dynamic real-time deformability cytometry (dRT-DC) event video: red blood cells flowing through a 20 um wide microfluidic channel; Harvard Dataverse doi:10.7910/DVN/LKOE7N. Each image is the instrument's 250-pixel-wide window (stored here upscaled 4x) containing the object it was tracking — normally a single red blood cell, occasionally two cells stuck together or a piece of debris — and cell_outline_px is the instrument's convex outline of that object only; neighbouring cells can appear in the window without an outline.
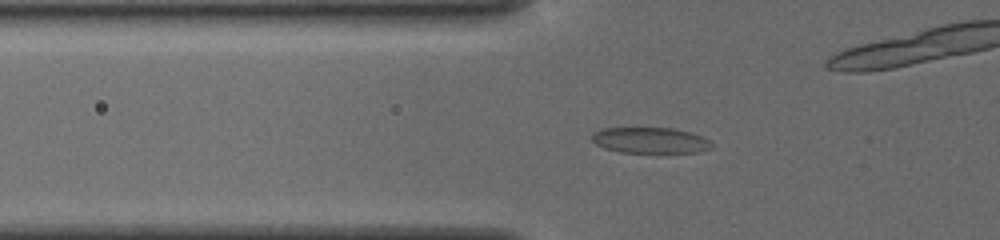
{"species": "common noctule bat (a hibernating species)", "species_latin": "Nyctalus noctula", "temperature_condition": "cold", "stored_images_in_passage": 57, "camera_frame_rate_fps": 3000, "um_per_image_px": 0.085, "animal": {"sex": "female", "body_mass_g": 19.5, "forearm_length_mm": 54.1}, "frame": {"image": 1, "passage_image": 21, "time_ms": 6.667, "image_size_px": [1000, 240], "cell_outline_px": [[712, 148], [700, 152], [620, 152], [604, 148], [596, 144], [588, 136], [592, 132], [600, 128], [672, 128], [688, 132], [700, 136], [708, 140], [712, 144]], "centroid_in_image_um": [55.19, 11.92], "position_along_channel_um": 70.6, "area_um2": 18.03}}
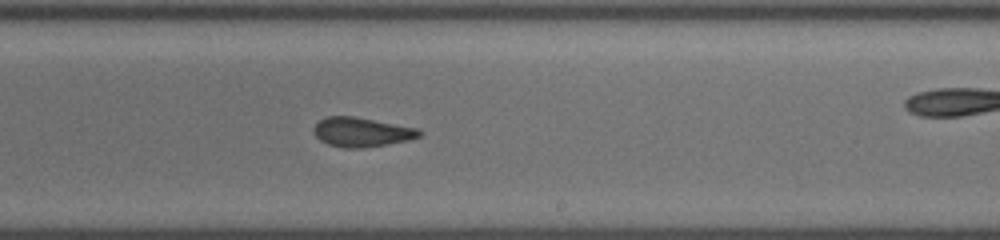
{"frame": {"image": 2, "passage_image": 36, "time_ms": 11.667, "image_size_px": [1000, 240], "cell_outline_px": [[424, 132], [420, 136], [408, 140], [388, 144], [360, 148], [344, 148], [328, 144], [320, 140], [316, 136], [312, 128], [320, 120], [328, 116], [352, 116], [420, 128]], "centroid_in_image_um": [30.77, 11.23], "position_along_channel_um": 258.2, "area_um2": 18.09}}
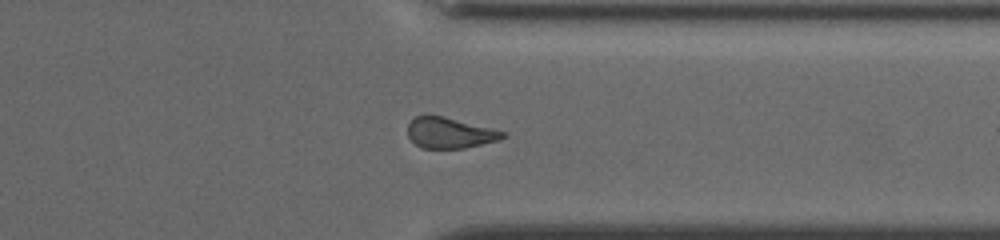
{"frame": {"image": 3, "passage_image": 45, "time_ms": 14.667, "image_size_px": [1000, 240], "cell_outline_px": [[508, 136], [500, 140], [464, 148], [420, 148], [408, 136], [408, 124], [416, 116], [428, 112], [508, 132]], "centroid_in_image_um": [38.24, 11.26], "position_along_channel_um": 373.2, "area_um2": 17.46}, "authors_computed_cell_mechanics": {"area_um2": 18.785, "velocity_mm_per_s": 3.8237, "shape_relaxation_time_tau1_ms": 8.8146, "shape_relaxation_time_tau2_ms": 1.6109, "deformation_change_tau1": 0.1425, "deformation_change_tau2": 0.0636}}